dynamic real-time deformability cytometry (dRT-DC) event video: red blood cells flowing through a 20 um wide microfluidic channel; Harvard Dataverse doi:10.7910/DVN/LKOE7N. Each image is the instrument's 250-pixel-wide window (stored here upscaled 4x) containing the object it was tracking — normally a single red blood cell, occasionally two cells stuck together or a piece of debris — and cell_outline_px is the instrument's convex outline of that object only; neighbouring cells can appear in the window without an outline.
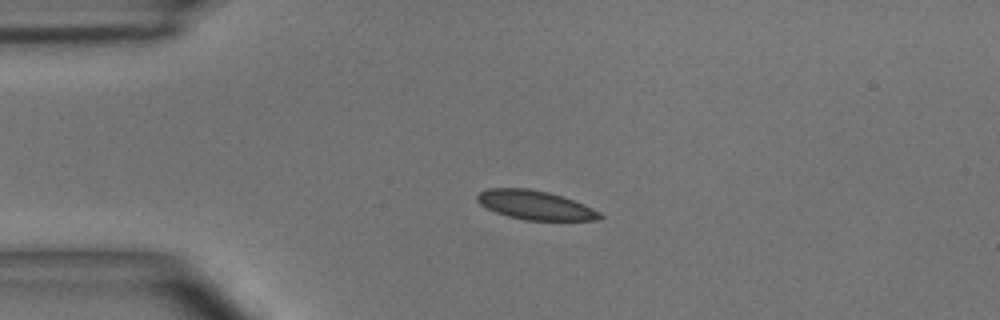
{"species": "common noctule bat (a hibernating species)", "species_latin": "Nyctalus noctula", "temperature_condition": "room temperature", "stored_images_in_passage": 40, "camera_frame_rate_fps": 3000, "um_per_image_px": 0.085, "animal": {"sex": "male", "body_mass_g": 15.6}, "frame": {"image": 1, "passage_image": 1, "time_ms": 0.0, "image_size_px": [1000, 320], "cell_outline_px": [[604, 216], [600, 220], [524, 220], [508, 216], [496, 212], [480, 204], [476, 200], [476, 196], [480, 192], [488, 188], [528, 188], [548, 192], [584, 204], [600, 212]], "centroid_in_image_um": [45.49, 17.43], "position_along_channel_um": 39.5, "area_um2": 20.63}}
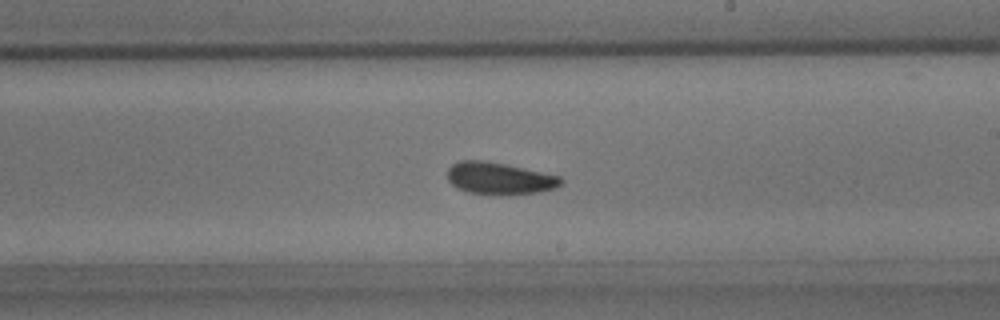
{"frame": {"image": 2, "passage_image": 19, "time_ms": 6.0, "image_size_px": [1000, 320], "cell_outline_px": [[564, 180], [556, 188], [540, 192], [508, 196], [500, 196], [468, 192], [456, 188], [448, 180], [448, 168], [452, 164], [460, 160], [484, 160], [504, 164], [560, 176]], "centroid_in_image_um": [42.44, 15.19], "position_along_channel_um": 246.6, "area_um2": 21.5}}
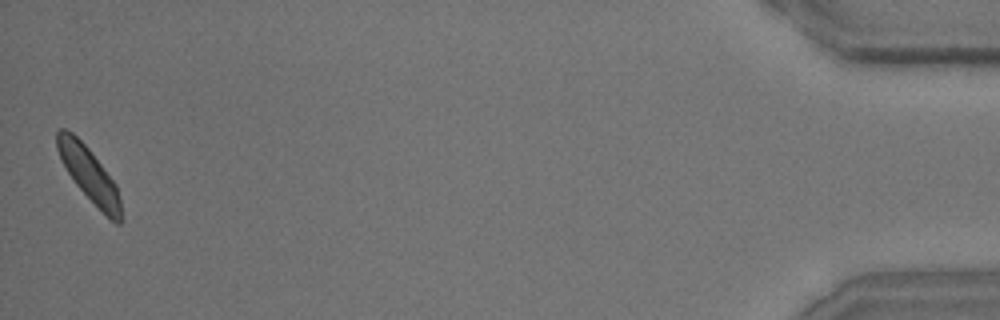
{"frame": {"image": 3, "passage_image": 40, "time_ms": 13.0, "image_size_px": [1000, 320], "cell_outline_px": [[124, 220], [120, 224], [116, 224], [76, 184], [68, 172], [56, 148], [56, 132], [60, 128], [64, 128], [72, 132], [88, 148], [116, 184], [120, 200]], "centroid_in_image_um": [7.59, 14.82], "position_along_channel_um": 427.6, "area_um2": 19.65}, "authors_computed_cell_mechanics": {"area_um2": 20.808, "velocity_mm_per_s": 3.8969, "shape_relaxation_time_tau1_ms": 2.7016, "shape_relaxation_time_tau2_ms": 3.0136, "deformation_change_tau1": 0.0777, "deformation_change_tau2": 0.0609}}